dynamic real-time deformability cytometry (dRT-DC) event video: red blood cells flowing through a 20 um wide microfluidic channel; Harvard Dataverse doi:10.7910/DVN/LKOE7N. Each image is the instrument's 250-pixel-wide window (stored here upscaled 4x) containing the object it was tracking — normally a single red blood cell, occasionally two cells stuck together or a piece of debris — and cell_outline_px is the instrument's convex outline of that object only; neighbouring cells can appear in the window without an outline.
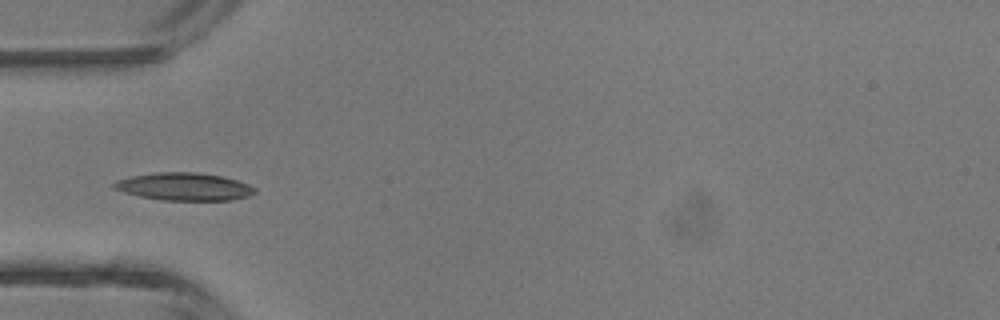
{"species": "common noctule bat (a hibernating species)", "species_latin": "Nyctalus noctula", "temperature_condition": "room temperature", "stored_images_in_passage": 5, "camera_frame_rate_fps": 3000, "um_per_image_px": 0.085, "animal": {"sex": "male", "body_mass_g": 13.3}, "frame": {"image": 1, "passage_image": 5, "time_ms": 5.333, "image_size_px": [1000, 320], "cell_outline_px": [[256, 192], [248, 196], [232, 200], [160, 200], [140, 196], [124, 192], [112, 188], [112, 184], [116, 180], [132, 176], [156, 172], [196, 172], [220, 176], [236, 180], [248, 184], [256, 188]], "centroid_in_image_um": [15.64, 15.86], "position_along_channel_um": 69.4, "area_um2": 22.66}}